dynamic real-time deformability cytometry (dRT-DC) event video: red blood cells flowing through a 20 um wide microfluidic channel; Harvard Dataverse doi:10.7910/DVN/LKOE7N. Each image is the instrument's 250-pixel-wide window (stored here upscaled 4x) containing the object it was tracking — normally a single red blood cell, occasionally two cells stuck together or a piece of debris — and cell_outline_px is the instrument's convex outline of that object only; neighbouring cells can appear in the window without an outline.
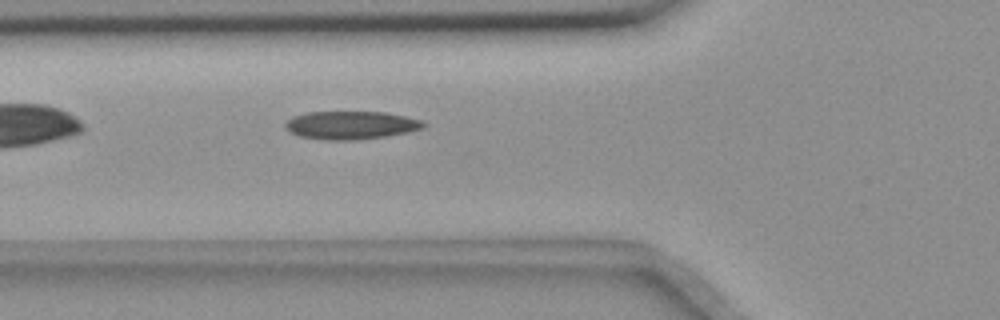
{"species": "common noctule bat (a hibernating species)", "species_latin": "Nyctalus noctula", "temperature_condition": "room temperature", "stored_images_in_passage": 38, "camera_frame_rate_fps": 3000, "um_per_image_px": 0.085, "animal": {"sex": "female", "body_mass_g": 18.4}, "frame": {"image": 1, "passage_image": 3, "time_ms": 0.667, "image_size_px": [1000, 320], "cell_outline_px": [[428, 124], [424, 128], [408, 132], [384, 136], [352, 140], [324, 140], [300, 136], [292, 132], [284, 124], [292, 116], [308, 112], [384, 112], [404, 116], [420, 120]], "centroid_in_image_um": [29.84, 10.63], "position_along_channel_um": 96.0, "area_um2": 22.43}}
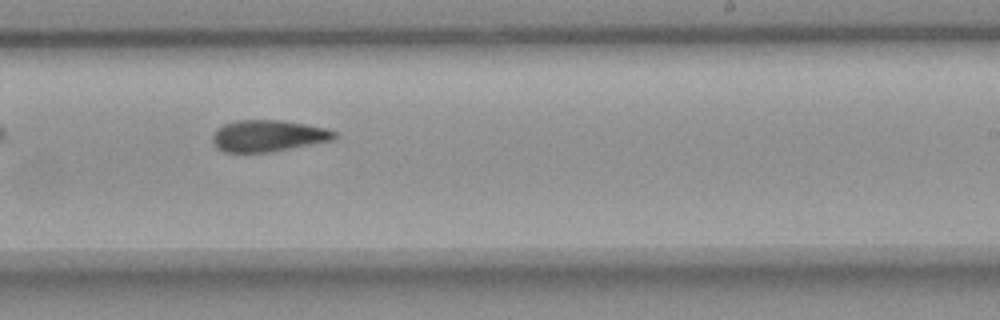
{"frame": {"image": 2, "passage_image": 17, "time_ms": 5.333, "image_size_px": [1000, 320], "cell_outline_px": [[336, 136], [332, 140], [272, 152], [224, 152], [216, 148], [212, 140], [212, 136], [216, 128], [224, 124], [236, 120], [280, 120], [304, 124], [324, 128], [336, 132]], "centroid_in_image_um": [22.73, 11.55], "position_along_channel_um": 266.3, "area_um2": 22.37}}
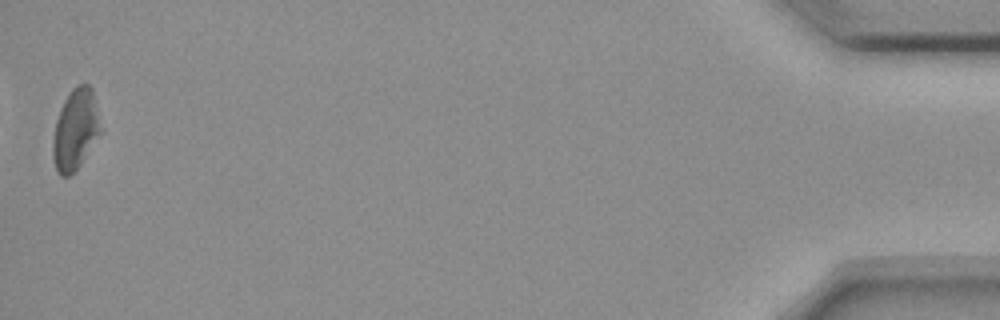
{"frame": {"image": 3, "passage_image": 38, "time_ms": 12.333, "image_size_px": [1000, 320], "cell_outline_px": [[100, 132], [80, 164], [68, 176], [60, 176], [56, 168], [52, 156], [52, 144], [56, 120], [60, 108], [68, 92], [76, 84], [88, 84], [92, 88], [100, 128]], "centroid_in_image_um": [6.37, 10.98], "position_along_channel_um": 428.8, "area_um2": 21.96}}